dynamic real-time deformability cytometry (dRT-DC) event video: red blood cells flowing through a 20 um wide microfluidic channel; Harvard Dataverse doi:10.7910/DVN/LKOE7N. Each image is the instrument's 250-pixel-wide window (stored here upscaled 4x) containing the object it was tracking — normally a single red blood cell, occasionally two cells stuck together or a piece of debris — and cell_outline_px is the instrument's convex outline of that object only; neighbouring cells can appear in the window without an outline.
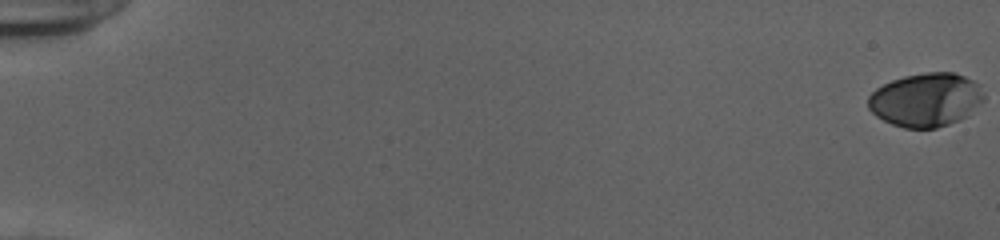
{"species": "human", "species_latin": "Homo sapiens", "temperature_condition": "cold", "stored_images_in_passage": 15, "camera_frame_rate_fps": 3000, "um_per_image_px": 0.085, "donor": {"sex": "female"}, "frame": {"image": 1, "passage_image": 1, "time_ms": 0.0, "image_size_px": [1000, 240], "cell_outline_px": [[984, 100], [968, 116], [948, 124], [936, 128], [904, 128], [892, 124], [876, 116], [868, 108], [868, 96], [876, 88], [892, 80], [904, 76], [928, 72], [956, 72], [980, 84], [984, 96]], "centroid_in_image_um": [78.71, 8.48], "position_along_channel_um": 6.3, "area_um2": 36.3}}